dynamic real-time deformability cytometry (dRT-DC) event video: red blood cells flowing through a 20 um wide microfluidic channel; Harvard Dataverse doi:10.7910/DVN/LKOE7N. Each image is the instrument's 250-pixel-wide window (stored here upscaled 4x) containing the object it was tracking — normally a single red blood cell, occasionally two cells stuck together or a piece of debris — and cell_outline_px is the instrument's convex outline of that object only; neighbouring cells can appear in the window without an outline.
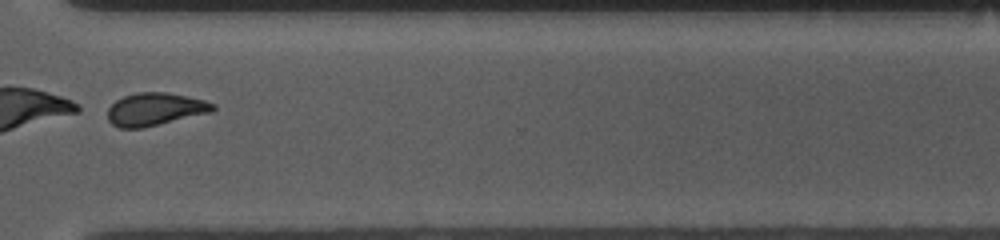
{"species": "common noctule bat (a hibernating species)", "species_latin": "Nyctalus noctula", "temperature_condition": "room temperature", "stored_images_in_passage": 46, "camera_frame_rate_fps": 3000, "um_per_image_px": 0.085, "animal": {"sex": "female", "body_mass_g": 10.0, "forearm_length_mm": 53.1}, "frame": {"image": 1, "passage_image": 38, "time_ms": 12.333, "image_size_px": [1000, 240], "cell_outline_px": [[216, 108], [212, 112], [144, 128], [120, 128], [112, 124], [108, 120], [108, 108], [116, 100], [124, 96], [136, 92], [168, 92], [188, 96], [204, 100], [216, 104]], "centroid_in_image_um": [13.2, 9.28], "position_along_channel_um": 357.4, "area_um2": 20.29}}